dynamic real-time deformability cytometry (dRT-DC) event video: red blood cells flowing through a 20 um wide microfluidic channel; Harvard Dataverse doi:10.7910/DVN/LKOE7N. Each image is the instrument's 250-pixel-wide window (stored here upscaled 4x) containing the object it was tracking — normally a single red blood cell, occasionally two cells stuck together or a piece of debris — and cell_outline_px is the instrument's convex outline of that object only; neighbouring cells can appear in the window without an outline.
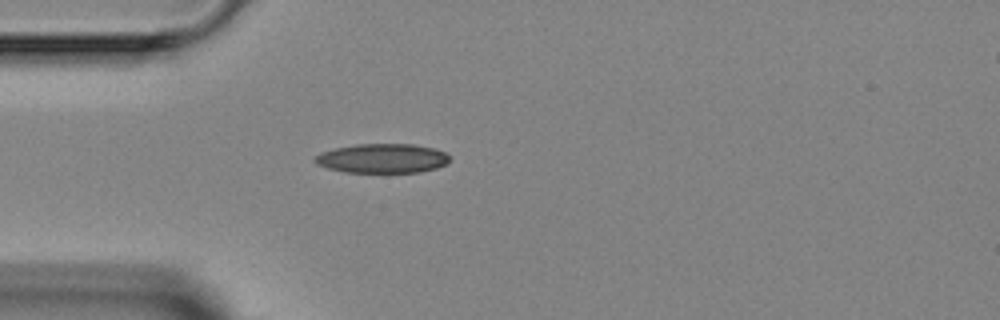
{"species": "Egyptian fruit bat (a non-hibernating species)", "species_latin": "Rousettus aegyptiacus", "temperature_condition": "room temperature", "stored_images_in_passage": 1, "camera_frame_rate_fps": 3000, "um_per_image_px": 0.085, "animal": {"sex": "female"}, "frame": {"image": 1, "passage_image": 1, "time_ms": 0.0, "image_size_px": [1000, 320], "cell_outline_px": [[448, 160], [444, 164], [436, 168], [420, 172], [344, 172], [328, 168], [316, 164], [312, 160], [320, 152], [332, 148], [356, 144], [412, 144], [436, 148], [444, 152], [448, 156]], "centroid_in_image_um": [32.44, 13.45], "position_along_channel_um": 52.6, "area_um2": 23.06}}